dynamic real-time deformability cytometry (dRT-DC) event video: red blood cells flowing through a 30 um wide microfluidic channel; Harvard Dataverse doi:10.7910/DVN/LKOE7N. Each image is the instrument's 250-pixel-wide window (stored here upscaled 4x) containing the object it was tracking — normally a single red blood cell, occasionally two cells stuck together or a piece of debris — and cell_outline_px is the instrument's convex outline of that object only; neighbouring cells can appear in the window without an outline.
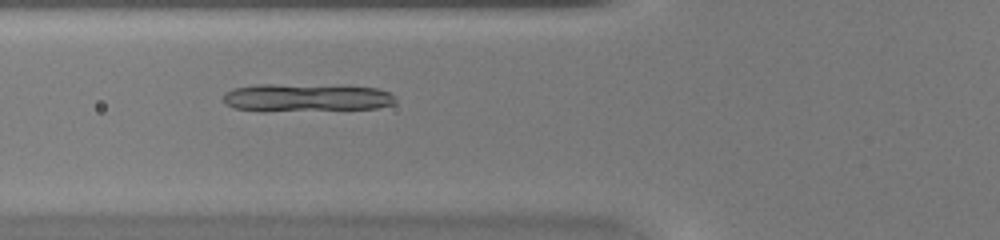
{"species": "common noctule bat (a hibernating species)", "species_latin": "Nyctalus noctula", "temperature_condition": "warm", "stored_images_in_passage": 46, "camera_frame_rate_fps": 3000, "um_per_image_px": 0.085, "animal": {"sex": "female", "body_mass_g": 20.0, "forearm_length_mm": 54.0}, "frame": {"image": 1, "passage_image": 18, "time_ms": 5.667, "image_size_px": [1000, 240], "cell_outline_px": [[396, 100], [392, 104], [380, 108], [264, 112], [232, 108], [224, 104], [220, 100], [224, 92], [232, 88], [256, 84], [348, 84], [380, 88], [396, 96]], "centroid_in_image_um": [26.01, 8.28], "position_along_channel_um": 99.8, "area_um2": 29.59}}
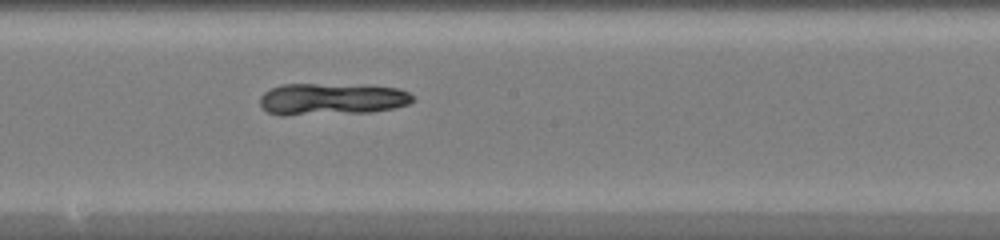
{"frame": {"image": 2, "passage_image": 26, "time_ms": 8.333, "image_size_px": [1000, 240], "cell_outline_px": [[416, 100], [408, 104], [392, 108], [372, 112], [284, 116], [280, 116], [268, 112], [260, 104], [260, 96], [264, 92], [280, 84], [316, 84], [400, 88], [408, 92]], "centroid_in_image_um": [28.15, 8.44], "position_along_channel_um": 220.1, "area_um2": 28.32}}
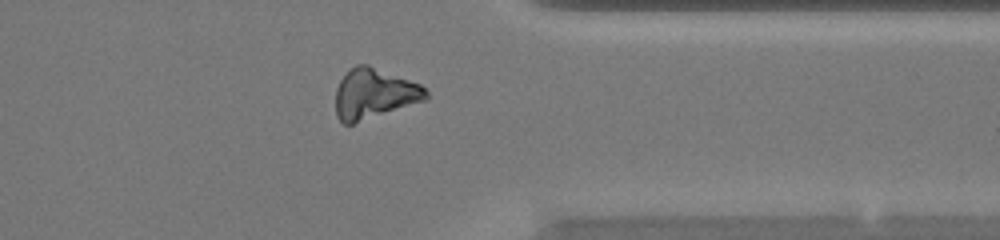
{"frame": {"image": 3, "passage_image": 37, "time_ms": 12.0, "image_size_px": [1000, 240], "cell_outline_px": [[428, 100], [352, 124], [344, 124], [336, 116], [336, 88], [340, 80], [356, 64], [368, 64], [420, 84], [428, 92]], "centroid_in_image_um": [31.82, 7.98], "position_along_channel_um": 379.6, "area_um2": 26.41}}